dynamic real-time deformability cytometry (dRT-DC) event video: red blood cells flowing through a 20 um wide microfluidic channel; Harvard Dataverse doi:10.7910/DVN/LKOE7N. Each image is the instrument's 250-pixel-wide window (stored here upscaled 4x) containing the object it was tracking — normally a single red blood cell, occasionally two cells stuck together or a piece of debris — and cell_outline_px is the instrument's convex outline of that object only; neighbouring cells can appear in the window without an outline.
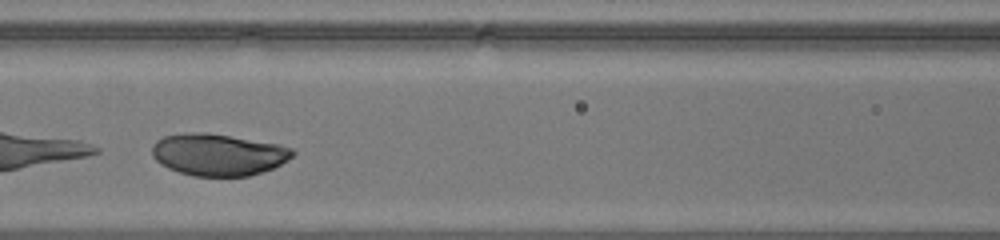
{"species": "human", "species_latin": "Homo sapiens", "temperature_condition": "warm", "stored_images_in_passage": 23, "camera_frame_rate_fps": 3000, "um_per_image_px": 0.085, "donor": {"sex": "male"}, "frame": {"image": 1, "passage_image": 7, "time_ms": 2.0, "image_size_px": [1000, 240], "cell_outline_px": [[296, 152], [288, 160], [272, 168], [248, 176], [196, 176], [180, 172], [168, 168], [156, 160], [152, 156], [152, 148], [156, 140], [164, 136], [196, 132], [204, 132], [280, 144], [292, 148]], "centroid_in_image_um": [18.56, 13.14], "position_along_channel_um": 148.0, "area_um2": 34.04}}
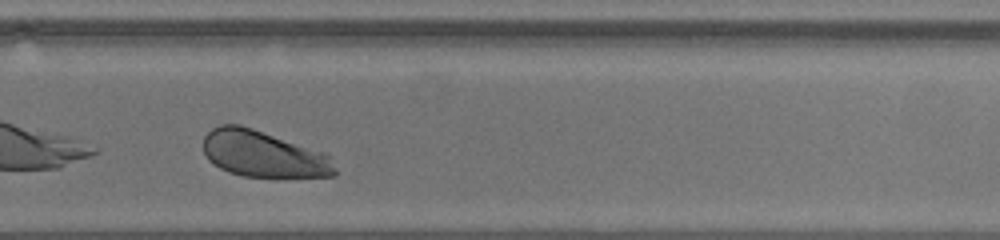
{"frame": {"image": 2, "passage_image": 17, "time_ms": 5.333, "image_size_px": [1000, 240], "cell_outline_px": [[336, 176], [244, 176], [228, 172], [220, 168], [208, 160], [204, 152], [204, 136], [212, 128], [220, 124], [240, 124], [324, 152], [328, 156], [336, 168]], "centroid_in_image_um": [22.35, 13.08], "position_along_channel_um": 307.5, "area_um2": 35.26}}
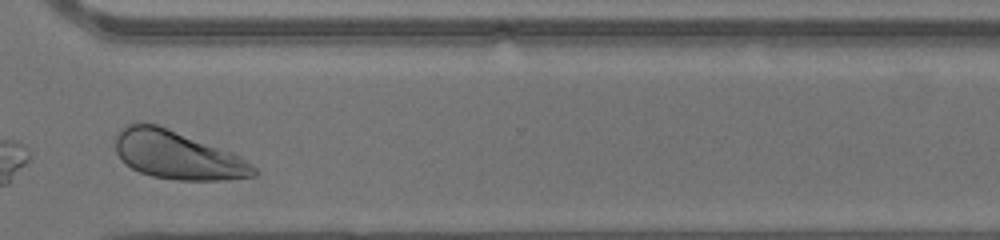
{"frame": {"image": 3, "passage_image": 20, "time_ms": 6.333, "image_size_px": [1000, 240], "cell_outline_px": [[256, 176], [224, 180], [176, 180], [152, 176], [140, 172], [132, 168], [116, 152], [116, 136], [124, 124], [136, 120], [156, 124], [232, 152], [240, 156], [256, 168]], "centroid_in_image_um": [15.06, 13.16], "position_along_channel_um": 355.5, "area_um2": 38.73}}